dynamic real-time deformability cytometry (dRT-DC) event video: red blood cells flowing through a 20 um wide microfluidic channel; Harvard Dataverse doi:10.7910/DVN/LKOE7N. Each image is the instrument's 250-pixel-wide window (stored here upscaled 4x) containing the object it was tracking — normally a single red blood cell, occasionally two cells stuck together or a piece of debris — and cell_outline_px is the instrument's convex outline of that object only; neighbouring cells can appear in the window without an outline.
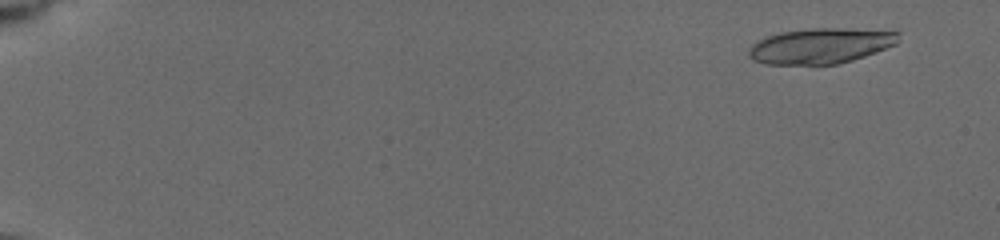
{"species": "common noctule bat (a hibernating species)", "species_latin": "Nyctalus noctula", "temperature_condition": "cold", "stored_images_in_passage": 11, "camera_frame_rate_fps": 3000, "um_per_image_px": 0.085, "animal": {"sex": "female", "body_mass_g": 19.5, "forearm_length_mm": 54.1}, "frame": {"image": 1, "passage_image": 4, "time_ms": 1.333, "image_size_px": [1000, 240], "cell_outline_px": [[900, 32], [896, 44], [876, 52], [852, 60], [836, 64], [768, 64], [752, 60], [748, 56], [748, 48], [752, 44], [768, 36], [780, 32], [812, 28], [844, 28]], "centroid_in_image_um": [69.73, 3.89], "position_along_channel_um": 15.3, "area_um2": 30.75}}